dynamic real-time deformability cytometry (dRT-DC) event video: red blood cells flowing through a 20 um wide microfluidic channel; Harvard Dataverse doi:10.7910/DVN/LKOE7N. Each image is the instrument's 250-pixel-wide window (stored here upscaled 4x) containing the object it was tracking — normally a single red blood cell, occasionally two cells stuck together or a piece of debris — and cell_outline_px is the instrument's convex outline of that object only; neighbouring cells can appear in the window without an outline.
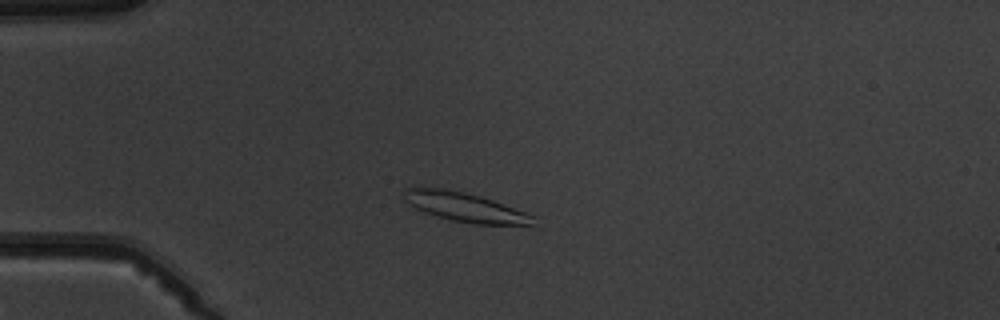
{"species": "common noctule bat (a hibernating species)", "species_latin": "Nyctalus noctula", "temperature_condition": "warm", "stored_images_in_passage": 6, "camera_frame_rate_fps": 3000, "um_per_image_px": 0.085, "animal": {"sex": "male", "body_mass_g": 19.5, "forearm_length_mm": 54.6}, "frame": {"image": 1, "passage_image": 3, "time_ms": 2.333, "image_size_px": [1000, 320], "cell_outline_px": [[540, 228], [536, 228], [472, 224], [452, 220], [436, 216], [424, 212], [408, 204], [404, 200], [404, 188], [444, 188], [464, 192], [480, 196], [528, 212], [536, 216]], "centroid_in_image_um": [39.76, 17.68], "position_along_channel_um": 45.2, "area_um2": 23.06}}
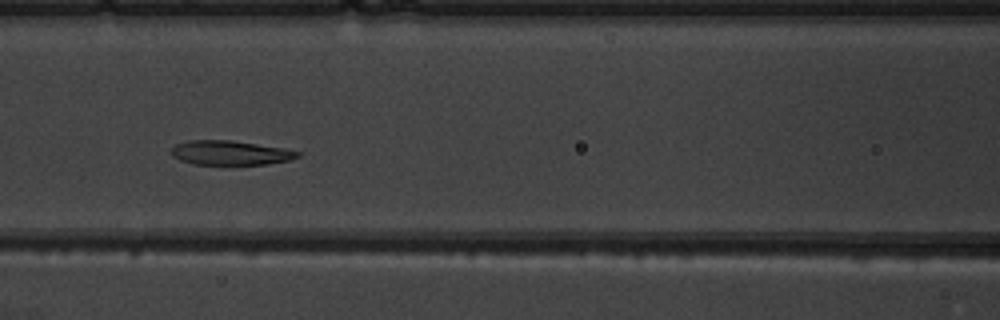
{"frame": {"image": 2, "passage_image": 6, "time_ms": 5.667, "image_size_px": [1000, 320], "cell_outline_px": [[304, 152], [300, 156], [288, 160], [268, 164], [192, 164], [180, 160], [172, 156], [172, 148], [176, 144], [188, 140], [232, 140], [284, 148]], "centroid_in_image_um": [19.6, 12.98], "position_along_channel_um": 147.0, "area_um2": 17.98}}